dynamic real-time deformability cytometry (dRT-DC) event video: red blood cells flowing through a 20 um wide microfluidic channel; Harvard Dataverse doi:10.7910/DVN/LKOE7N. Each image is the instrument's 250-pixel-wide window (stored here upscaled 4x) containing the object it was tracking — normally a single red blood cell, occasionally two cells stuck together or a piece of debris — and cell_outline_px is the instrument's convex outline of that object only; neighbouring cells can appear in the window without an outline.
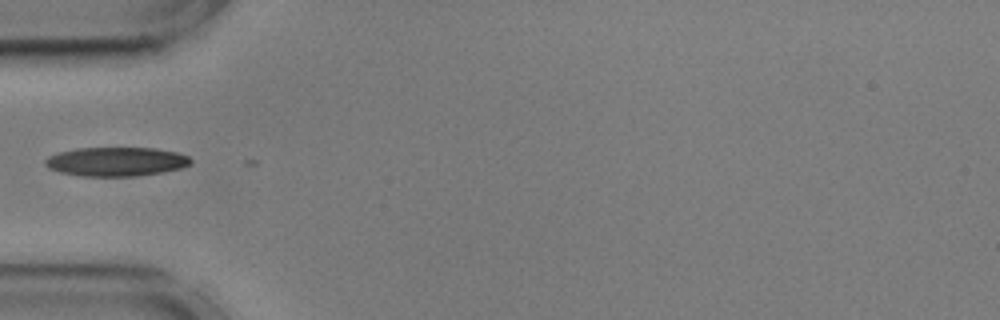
{"species": "common noctule bat (a hibernating species)", "species_latin": "Nyctalus noctula", "temperature_condition": "cold", "stored_images_in_passage": 13, "camera_frame_rate_fps": 3000, "um_per_image_px": 0.085, "animal": {"sex": "male", "body_mass_g": 17.9, "forearm_length_mm": 54.2}, "frame": {"image": 1, "passage_image": 1, "time_ms": 0.0, "image_size_px": [1000, 320], "cell_outline_px": [[192, 160], [188, 164], [180, 168], [160, 172], [136, 176], [80, 176], [60, 172], [48, 168], [44, 164], [44, 160], [48, 156], [60, 152], [76, 148], [156, 148], [176, 152], [188, 156]], "centroid_in_image_um": [9.83, 13.73], "position_along_channel_um": 75.2, "area_um2": 24.51}}
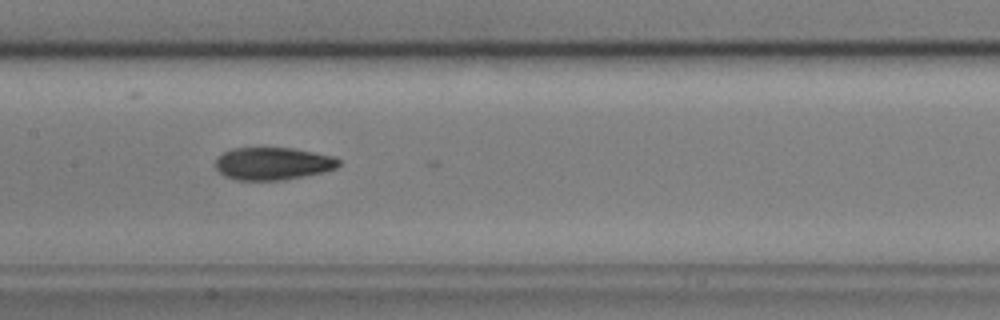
{"frame": {"image": 2, "passage_image": 10, "time_ms": 3.0, "image_size_px": [1000, 320], "cell_outline_px": [[340, 164], [336, 168], [324, 172], [284, 180], [236, 180], [224, 176], [216, 168], [216, 160], [224, 152], [232, 148], [292, 148], [336, 156], [340, 160]], "centroid_in_image_um": [23.23, 13.91], "position_along_channel_um": 184.2, "area_um2": 23.47}}